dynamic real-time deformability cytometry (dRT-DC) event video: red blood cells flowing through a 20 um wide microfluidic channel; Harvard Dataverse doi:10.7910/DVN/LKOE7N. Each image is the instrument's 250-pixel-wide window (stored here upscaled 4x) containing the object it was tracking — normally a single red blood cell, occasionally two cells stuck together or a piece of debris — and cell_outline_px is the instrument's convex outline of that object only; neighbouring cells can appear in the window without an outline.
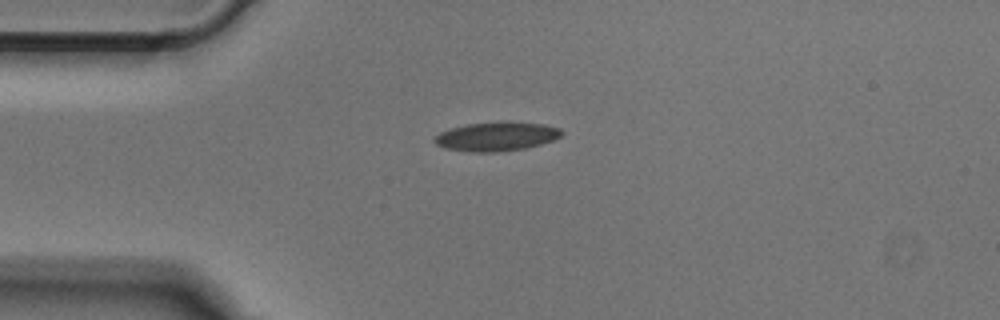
{"species": "Egyptian fruit bat (a non-hibernating species)", "species_latin": "Rousettus aegyptiacus", "temperature_condition": "cold", "stored_images_in_passage": 39, "camera_frame_rate_fps": 3000, "um_per_image_px": 0.085, "animal": {"sex": "male"}, "frame": {"image": 1, "passage_image": 1, "time_ms": 0.0, "image_size_px": [1000, 320], "cell_outline_px": [[564, 132], [556, 140], [524, 148], [492, 152], [468, 152], [444, 148], [436, 144], [432, 140], [440, 132], [452, 128], [468, 124], [544, 124], [560, 128]], "centroid_in_image_um": [42.18, 11.64], "position_along_channel_um": 42.8, "area_um2": 20.63}}
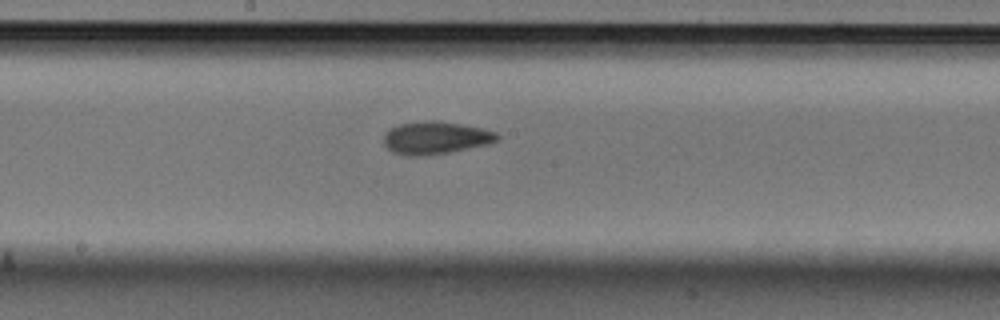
{"frame": {"image": 2, "passage_image": 15, "time_ms": 4.667, "image_size_px": [1000, 320], "cell_outline_px": [[500, 140], [488, 144], [448, 152], [420, 156], [408, 156], [392, 152], [384, 144], [384, 136], [392, 128], [400, 124], [432, 120], [436, 120], [460, 124], [480, 128], [496, 132], [500, 136]], "centroid_in_image_um": [37.05, 11.72], "position_along_channel_um": 211.2, "area_um2": 21.27}}
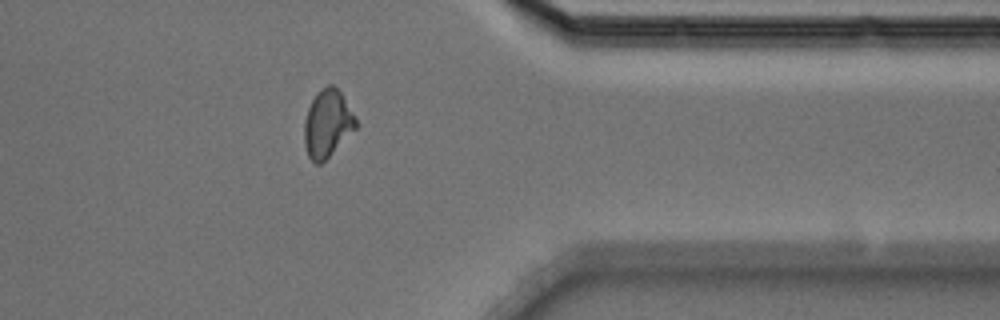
{"frame": {"image": 3, "passage_image": 29, "time_ms": 9.333, "image_size_px": [1000, 320], "cell_outline_px": [[356, 128], [320, 164], [316, 164], [308, 156], [304, 144], [304, 124], [308, 108], [316, 92], [320, 88], [328, 84], [332, 84], [340, 92], [356, 116]], "centroid_in_image_um": [27.81, 10.47], "position_along_channel_um": 383.6, "area_um2": 20.06}}